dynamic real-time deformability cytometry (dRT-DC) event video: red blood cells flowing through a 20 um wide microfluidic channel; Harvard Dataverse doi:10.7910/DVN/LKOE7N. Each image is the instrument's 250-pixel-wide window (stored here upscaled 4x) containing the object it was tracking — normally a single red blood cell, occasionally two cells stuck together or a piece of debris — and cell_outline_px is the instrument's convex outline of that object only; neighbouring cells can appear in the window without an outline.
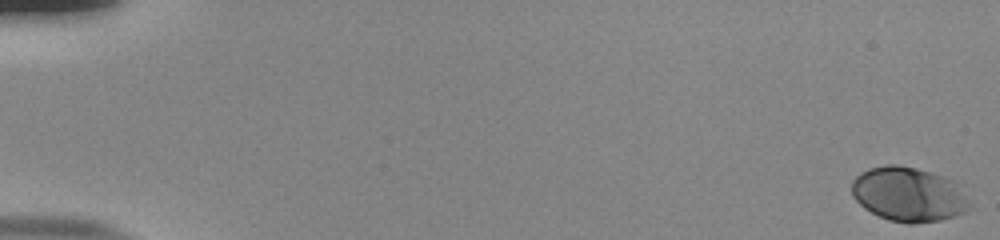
{"species": "human", "species_latin": "Homo sapiens", "temperature_condition": "room temperature", "stored_images_in_passage": 56, "camera_frame_rate_fps": 3000, "um_per_image_px": 0.085, "donor": {"sex": "male"}, "frame": {"image": 1, "passage_image": 1, "time_ms": 0.0, "image_size_px": [1000, 240], "cell_outline_px": [[972, 204], [964, 212], [956, 216], [940, 220], [912, 224], [908, 224], [888, 220], [864, 208], [852, 196], [852, 180], [860, 172], [868, 168], [884, 164], [896, 164], [916, 168], [932, 172], [944, 176], [952, 180]], "centroid_in_image_um": [77.2, 16.51], "position_along_channel_um": 7.8, "area_um2": 37.51}}
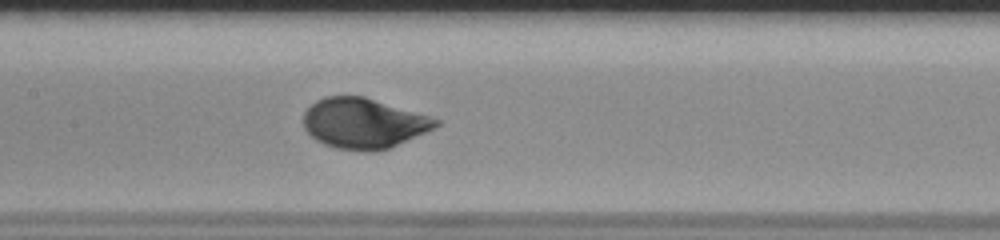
{"frame": {"image": 2, "passage_image": 29, "time_ms": 9.333, "image_size_px": [1000, 240], "cell_outline_px": [[440, 124], [424, 132], [388, 148], [376, 152], [364, 152], [336, 148], [324, 144], [316, 140], [304, 128], [304, 112], [316, 100], [324, 96], [364, 96], [428, 116], [440, 120]], "centroid_in_image_um": [30.86, 10.48], "position_along_channel_um": 176.5, "area_um2": 38.38}}
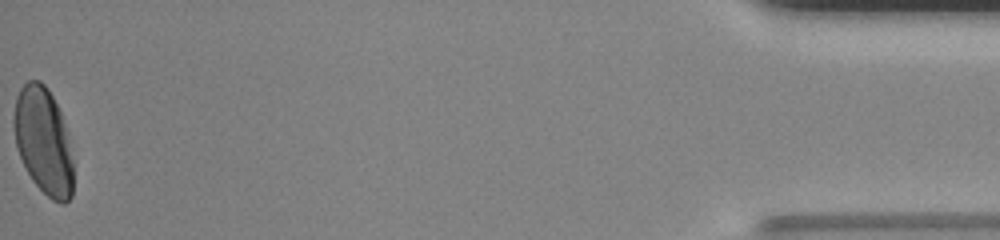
{"frame": {"image": 3, "passage_image": 56, "time_ms": 18.333, "image_size_px": [1000, 240], "cell_outline_px": [[72, 196], [64, 204], [60, 204], [52, 200], [32, 180], [20, 156], [16, 144], [12, 124], [12, 116], [16, 96], [20, 88], [28, 80], [40, 80], [48, 88], [60, 112], [68, 132], [72, 160]], "centroid_in_image_um": [3.68, 11.96], "position_along_channel_um": 431.5, "area_um2": 37.05}, "authors_computed_cell_mechanics": {"area_um2": 37.1365, "velocity_mm_per_s": 3.7967, "shape_relaxation_time_tau1_ms": 2.6629, "shape_relaxation_time_tau2_ms": null, "deformation_change_tau1": 0.1439, "deformation_change_tau2": null}}